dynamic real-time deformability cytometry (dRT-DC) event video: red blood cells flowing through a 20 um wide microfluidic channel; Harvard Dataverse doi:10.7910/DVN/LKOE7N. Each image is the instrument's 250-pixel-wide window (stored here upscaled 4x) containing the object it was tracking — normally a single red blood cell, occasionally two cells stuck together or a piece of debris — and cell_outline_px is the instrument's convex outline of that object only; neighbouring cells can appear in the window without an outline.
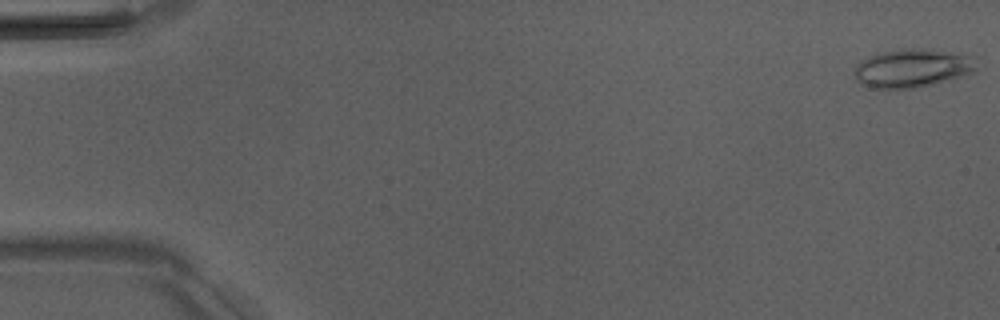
{"species": "Egyptian fruit bat (a non-hibernating species)", "species_latin": "Rousettus aegyptiacus", "temperature_condition": "room temperature", "stored_images_in_passage": 8, "camera_frame_rate_fps": 3000, "um_per_image_px": 0.085, "animal": {"sex": "male"}, "frame": {"image": 1, "passage_image": 1, "time_ms": 0.0, "image_size_px": [1000, 320], "cell_outline_px": [[976, 68], [972, 72], [960, 76], [920, 88], [872, 88], [860, 84], [856, 80], [852, 72], [856, 64], [872, 56], [884, 52], [908, 48], [920, 48], [976, 56]], "centroid_in_image_um": [77.53, 5.81], "position_along_channel_um": 7.5, "area_um2": 27.22}}